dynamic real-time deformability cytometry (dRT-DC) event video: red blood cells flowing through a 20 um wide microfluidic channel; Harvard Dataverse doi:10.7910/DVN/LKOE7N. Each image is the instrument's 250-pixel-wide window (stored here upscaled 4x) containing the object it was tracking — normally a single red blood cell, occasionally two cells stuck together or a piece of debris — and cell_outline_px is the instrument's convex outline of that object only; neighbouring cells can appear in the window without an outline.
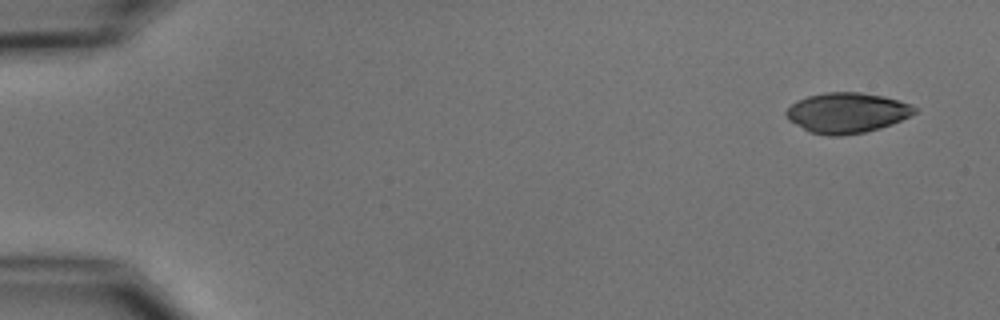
{"species": "common noctule bat (a hibernating species)", "species_latin": "Nyctalus noctula", "temperature_condition": "cold", "stored_images_in_passage": 8, "camera_frame_rate_fps": 3000, "um_per_image_px": 0.085, "animal": {"sex": "male", "body_mass_g": 15.6}, "frame": {"image": 1, "passage_image": 1, "time_ms": 0.0, "image_size_px": [1000, 320], "cell_outline_px": [[916, 112], [912, 116], [892, 124], [880, 128], [864, 132], [840, 136], [828, 136], [808, 132], [788, 120], [784, 116], [784, 112], [796, 100], [808, 96], [824, 92], [860, 92], [884, 96], [912, 104], [916, 108]], "centroid_in_image_um": [71.97, 9.59], "position_along_channel_um": 13.0, "area_um2": 30.52}}
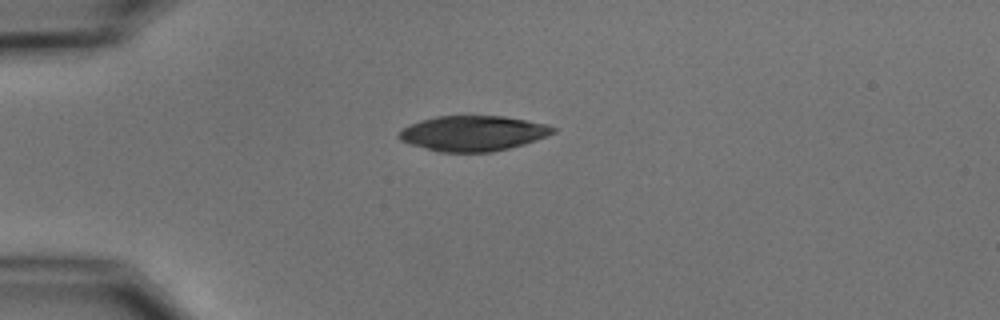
{"frame": {"image": 2, "passage_image": 4, "time_ms": 3.667, "image_size_px": [1000, 320], "cell_outline_px": [[556, 132], [548, 136], [524, 144], [492, 152], [440, 152], [408, 144], [400, 140], [396, 136], [404, 128], [420, 120], [436, 116], [504, 116], [548, 124], [556, 128]], "centroid_in_image_um": [40.22, 11.33], "position_along_channel_um": 44.8, "area_um2": 31.73}}